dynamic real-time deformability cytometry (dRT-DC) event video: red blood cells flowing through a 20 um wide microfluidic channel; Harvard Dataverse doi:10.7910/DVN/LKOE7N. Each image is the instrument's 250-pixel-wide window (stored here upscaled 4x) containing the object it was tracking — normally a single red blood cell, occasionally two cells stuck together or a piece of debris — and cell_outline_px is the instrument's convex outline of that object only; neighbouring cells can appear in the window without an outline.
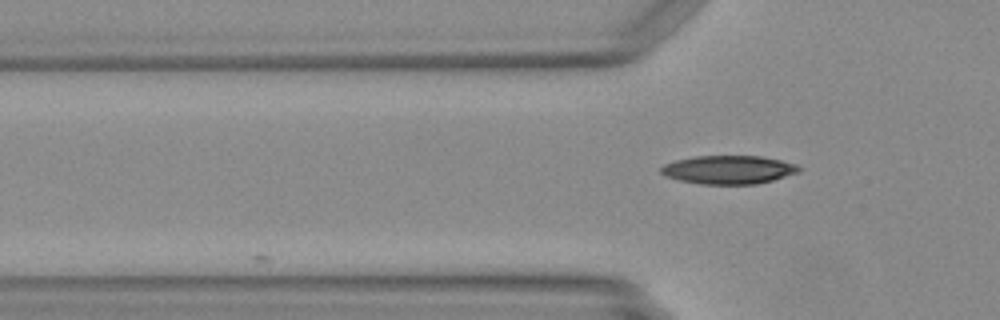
{"species": "Egyptian fruit bat (a non-hibernating species)", "species_latin": "Rousettus aegyptiacus", "temperature_condition": "warm", "stored_images_in_passage": 5, "camera_frame_rate_fps": 3000, "um_per_image_px": 0.085, "animal": {"sex": "female"}, "frame": {"image": 1, "passage_image": 5, "time_ms": 1.333, "image_size_px": [1000, 320], "cell_outline_px": [[800, 172], [772, 180], [756, 184], [700, 184], [680, 180], [664, 176], [660, 172], [660, 168], [664, 164], [676, 160], [692, 156], [760, 156], [780, 160], [796, 164], [800, 168]], "centroid_in_image_um": [61.9, 14.42], "position_along_channel_um": 63.9, "area_um2": 22.89}}